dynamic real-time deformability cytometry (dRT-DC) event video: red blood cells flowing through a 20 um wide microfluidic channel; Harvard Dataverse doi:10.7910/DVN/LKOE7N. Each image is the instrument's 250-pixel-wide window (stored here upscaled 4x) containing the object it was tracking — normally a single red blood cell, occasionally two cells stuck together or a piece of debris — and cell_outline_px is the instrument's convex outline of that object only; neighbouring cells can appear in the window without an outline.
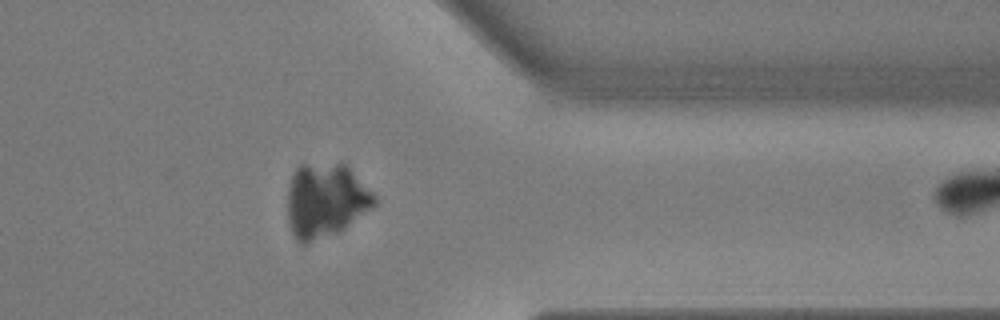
{"species": "common noctule bat (a hibernating species)", "species_latin": "Nyctalus noctula", "temperature_condition": "warm", "stored_images_in_passage": 39, "camera_frame_rate_fps": 3000, "um_per_image_px": 0.085, "animal": {"sex": "male", "body_mass_g": 17.9, "forearm_length_mm": 54.2}, "frame": {"image": 1, "passage_image": 38, "time_ms": 12.333, "image_size_px": [1000, 320], "cell_outline_px": [[380, 200], [372, 208], [340, 232], [304, 244], [300, 244], [296, 240], [292, 232], [288, 220], [288, 188], [292, 176], [296, 168], [300, 164], [344, 164]], "centroid_in_image_um": [27.67, 17.07], "position_along_channel_um": 383.7, "area_um2": 37.45}}